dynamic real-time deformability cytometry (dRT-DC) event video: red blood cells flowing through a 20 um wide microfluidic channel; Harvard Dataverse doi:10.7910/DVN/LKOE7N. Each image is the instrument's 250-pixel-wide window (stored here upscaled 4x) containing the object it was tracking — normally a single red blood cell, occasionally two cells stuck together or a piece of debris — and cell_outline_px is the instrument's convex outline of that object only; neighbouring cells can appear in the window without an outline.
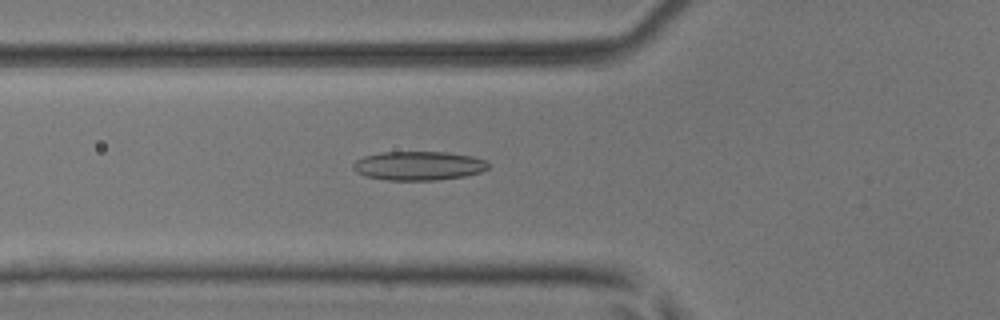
{"species": "common noctule bat (a hibernating species)", "species_latin": "Nyctalus noctula", "temperature_condition": "room temperature", "stored_images_in_passage": 41, "camera_frame_rate_fps": 3000, "um_per_image_px": 0.085, "animal": {"sex": "male", "body_mass_g": 17.9, "forearm_length_mm": 54.2}, "frame": {"image": 1, "passage_image": 8, "time_ms": 2.333, "image_size_px": [1000, 320], "cell_outline_px": [[488, 168], [480, 172], [464, 176], [436, 180], [388, 180], [368, 176], [356, 172], [352, 168], [352, 164], [356, 160], [364, 156], [384, 152], [448, 152], [472, 156], [484, 160], [488, 164]], "centroid_in_image_um": [35.57, 14.08], "position_along_channel_um": 90.2, "area_um2": 22.66}}
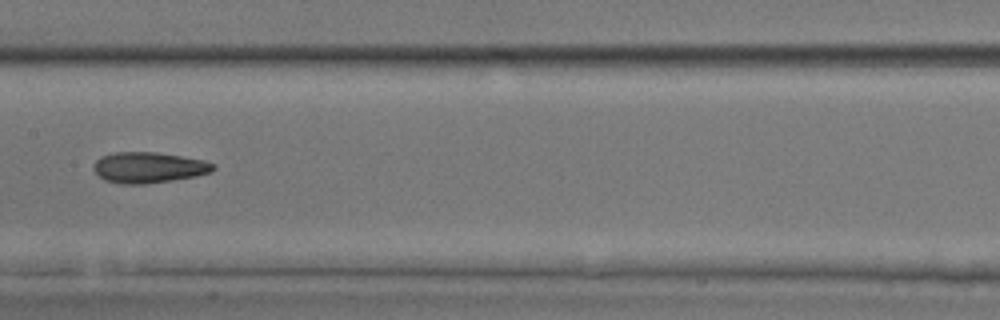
{"frame": {"image": 2, "passage_image": 16, "time_ms": 5.0, "image_size_px": [1000, 320], "cell_outline_px": [[216, 168], [212, 172], [196, 176], [172, 180], [144, 184], [120, 184], [104, 180], [92, 168], [96, 160], [100, 156], [112, 152], [156, 152], [204, 160], [216, 164]], "centroid_in_image_um": [12.64, 14.23], "position_along_channel_um": 194.8, "area_um2": 21.62}}
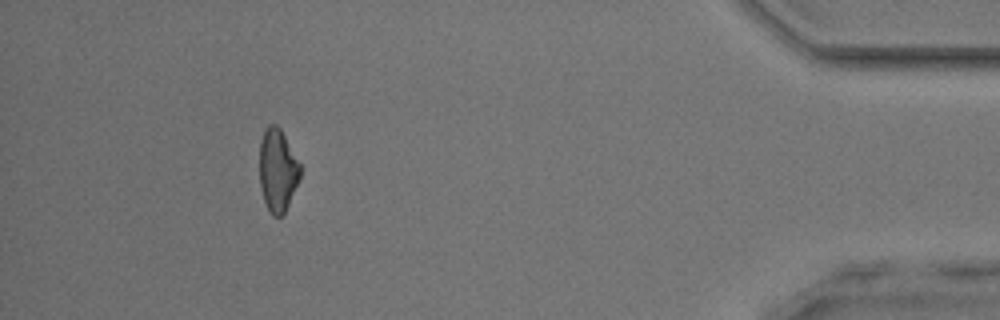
{"frame": {"image": 3, "passage_image": 37, "time_ms": 12.0, "image_size_px": [1000, 320], "cell_outline_px": [[300, 176], [288, 204], [284, 212], [280, 216], [272, 216], [268, 212], [264, 200], [260, 184], [260, 140], [264, 128], [268, 124], [276, 124], [280, 128], [300, 164]], "centroid_in_image_um": [23.57, 14.45], "position_along_channel_um": 411.6, "area_um2": 19.42}, "authors_computed_cell_mechanics": {"area_um2": 20.6924, "velocity_mm_per_s": 3.9111, "shape_relaxation_time_tau1_ms": 6.9248, "shape_relaxation_time_tau2_ms": 3.4988, "deformation_change_tau1": 0.1529, "deformation_change_tau2": 0.1147}}